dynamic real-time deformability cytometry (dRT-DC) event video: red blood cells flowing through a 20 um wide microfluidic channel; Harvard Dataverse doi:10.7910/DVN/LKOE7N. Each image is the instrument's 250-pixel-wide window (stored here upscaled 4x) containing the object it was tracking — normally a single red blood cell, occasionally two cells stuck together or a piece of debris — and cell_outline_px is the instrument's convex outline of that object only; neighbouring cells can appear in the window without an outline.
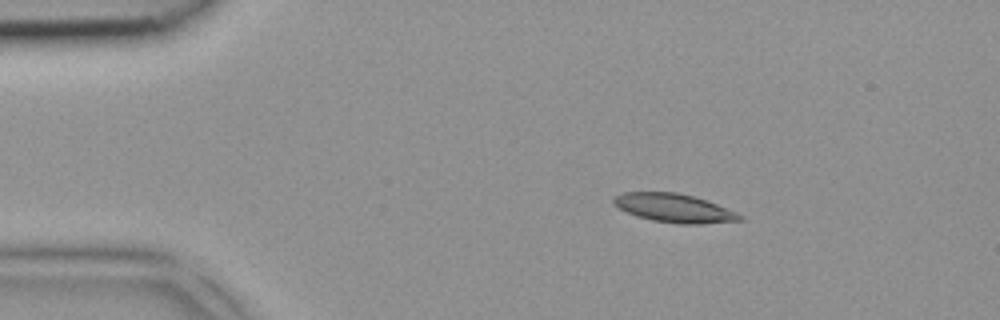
{"species": "common noctule bat (a hibernating species)", "species_latin": "Nyctalus noctula", "temperature_condition": "room temperature", "stored_images_in_passage": 4, "camera_frame_rate_fps": 3000, "um_per_image_px": 0.085, "animal": {"sex": "female", "body_mass_g": 18.4}, "frame": {"image": 1, "passage_image": 2, "time_ms": 0.333, "image_size_px": [1000, 320], "cell_outline_px": [[744, 220], [700, 224], [680, 224], [652, 220], [636, 216], [612, 204], [612, 200], [616, 196], [624, 192], [676, 192], [696, 196], [736, 212], [744, 216]], "centroid_in_image_um": [57.32, 17.68], "position_along_channel_um": 27.7, "area_um2": 21.04}}
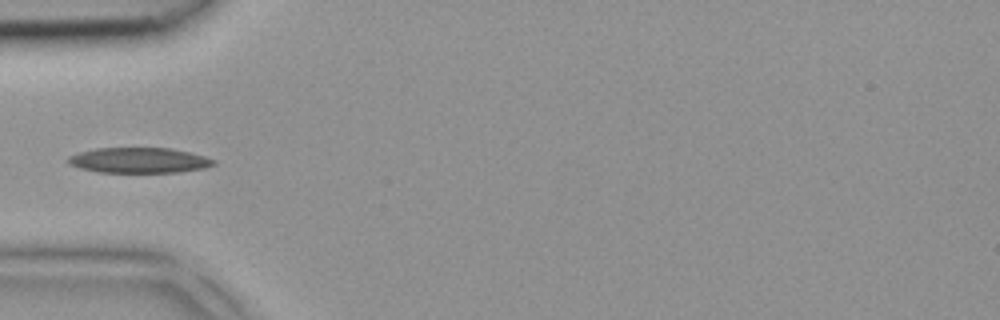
{"frame": {"image": 2, "passage_image": 3, "time_ms": 0.667, "image_size_px": [1000, 320], "cell_outline_px": [[216, 164], [204, 168], [180, 172], [100, 172], [80, 168], [68, 164], [64, 160], [68, 156], [80, 152], [96, 148], [172, 148], [204, 156], [216, 160]], "centroid_in_image_um": [11.8, 13.62], "position_along_channel_um": 73.2, "area_um2": 21.56}}